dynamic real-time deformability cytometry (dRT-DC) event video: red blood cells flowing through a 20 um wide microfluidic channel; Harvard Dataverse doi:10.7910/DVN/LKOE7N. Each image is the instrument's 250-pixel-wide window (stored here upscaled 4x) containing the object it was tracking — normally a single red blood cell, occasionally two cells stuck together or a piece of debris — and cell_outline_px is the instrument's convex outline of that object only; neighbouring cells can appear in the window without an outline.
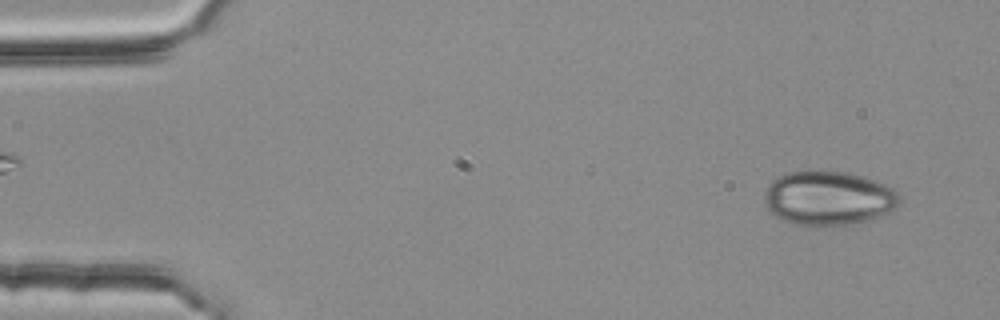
{"species": "common noctule bat (a hibernating species)", "species_latin": "Nyctalus noctula", "temperature_condition": "room temperature", "stored_images_in_passage": 2, "camera_frame_rate_fps": 3000, "um_per_image_px": 0.085, "animal": {"sex": "female", "body_mass_g": 25.1}, "frame": {"image": 1, "passage_image": 2, "time_ms": 0.333, "image_size_px": [1000, 320], "cell_outline_px": [[900, 204], [888, 212], [868, 220], [856, 224], [824, 228], [812, 228], [796, 224], [784, 220], [776, 216], [764, 204], [764, 192], [768, 184], [776, 176], [784, 172], [848, 172], [864, 176], [876, 180], [892, 188], [900, 196]], "centroid_in_image_um": [70.4, 16.88], "position_along_channel_um": 14.6, "area_um2": 43.35}}